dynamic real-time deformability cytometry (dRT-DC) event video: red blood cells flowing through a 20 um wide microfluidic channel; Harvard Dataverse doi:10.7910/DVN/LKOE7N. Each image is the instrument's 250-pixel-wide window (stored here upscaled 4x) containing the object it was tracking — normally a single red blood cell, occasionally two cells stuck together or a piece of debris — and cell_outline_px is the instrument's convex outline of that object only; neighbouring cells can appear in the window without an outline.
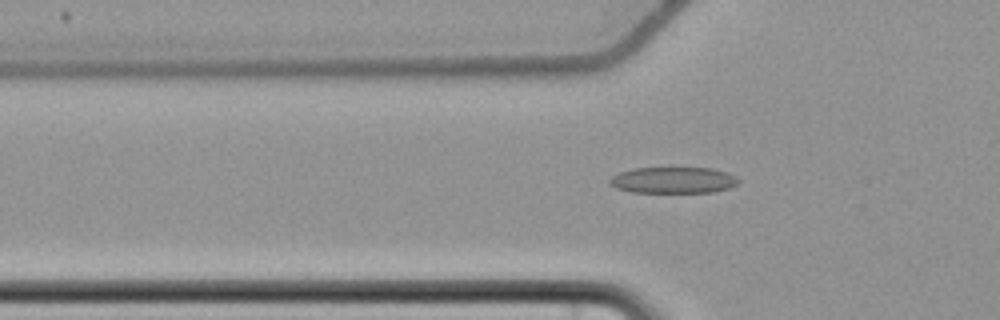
{"species": "common noctule bat (a hibernating species)", "species_latin": "Nyctalus noctula", "temperature_condition": "cold", "stored_images_in_passage": 35, "camera_frame_rate_fps": 3000, "um_per_image_px": 0.085, "animal": {"sex": "female", "body_mass_g": 22.7, "forearm_length_mm": 54.2}, "frame": {"image": 1, "passage_image": 3, "time_ms": 0.667, "image_size_px": [1000, 320], "cell_outline_px": [[740, 180], [736, 184], [728, 188], [712, 192], [632, 192], [616, 188], [608, 184], [608, 180], [612, 176], [620, 172], [632, 168], [712, 168], [736, 176]], "centroid_in_image_um": [57.18, 15.31], "position_along_channel_um": 68.6, "area_um2": 19.65}}
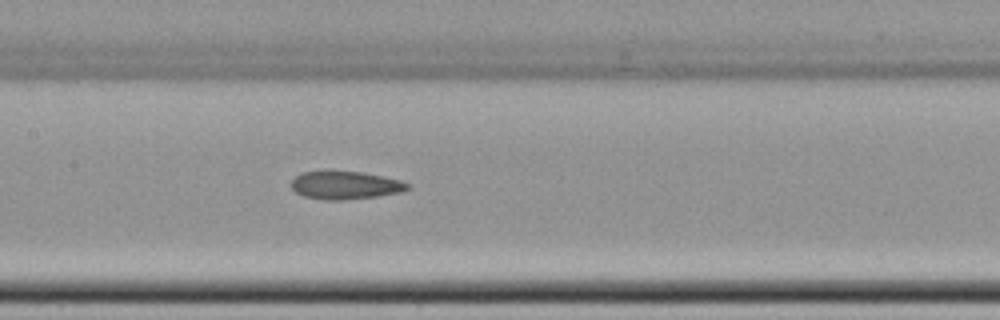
{"frame": {"image": 2, "passage_image": 12, "time_ms": 3.667, "image_size_px": [1000, 320], "cell_outline_px": [[412, 188], [404, 192], [376, 196], [344, 200], [324, 200], [304, 196], [296, 192], [292, 188], [292, 180], [296, 176], [304, 172], [364, 172], [400, 180], [408, 184]], "centroid_in_image_um": [29.4, 15.76], "position_along_channel_um": 178.0, "area_um2": 18.79}}
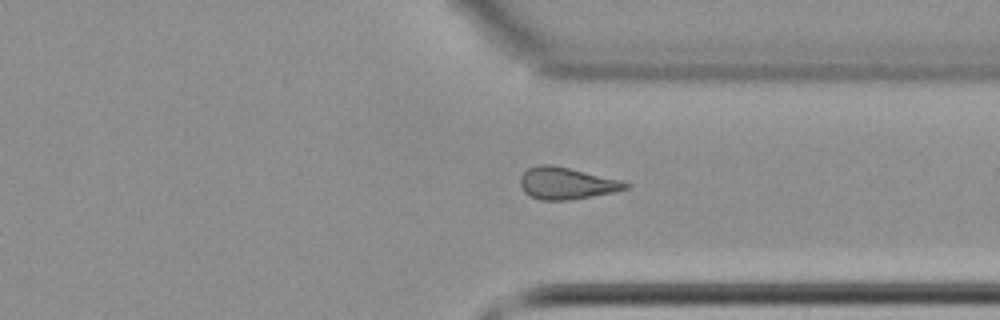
{"frame": {"image": 3, "passage_image": 27, "time_ms": 8.667, "image_size_px": [1000, 320], "cell_outline_px": [[632, 184], [628, 188], [612, 192], [572, 200], [540, 200], [524, 192], [520, 184], [520, 176], [528, 168], [540, 164], [552, 164], [620, 180]], "centroid_in_image_um": [48.13, 15.58], "position_along_channel_um": 363.3, "area_um2": 19.48}, "authors_computed_cell_mechanics": {"area_um2": 19.363, "velocity_mm_per_s": 3.697, "shape_relaxation_time_tau1_ms": null, "shape_relaxation_time_tau2_ms": 6.8384, "deformation_change_tau1": null, "deformation_change_tau2": 0.1426}}